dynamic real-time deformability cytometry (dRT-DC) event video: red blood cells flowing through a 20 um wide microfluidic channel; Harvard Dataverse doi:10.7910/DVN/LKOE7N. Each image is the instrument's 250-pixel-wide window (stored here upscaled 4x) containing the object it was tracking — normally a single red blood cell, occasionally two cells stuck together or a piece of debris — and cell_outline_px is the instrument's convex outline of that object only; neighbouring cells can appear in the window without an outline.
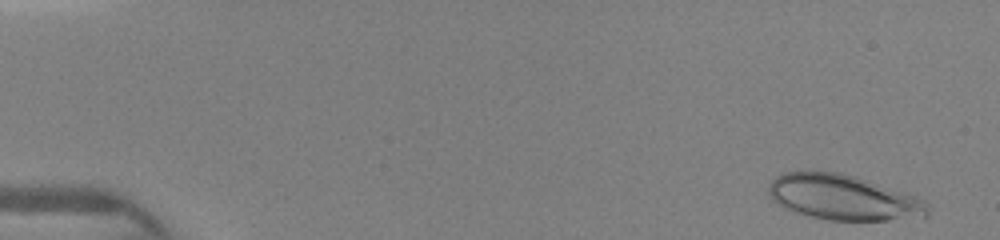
{"species": "human", "species_latin": "Homo sapiens", "temperature_condition": "warm", "stored_images_in_passage": 9, "camera_frame_rate_fps": 3000, "um_per_image_px": 0.085, "donor": {"sex": "female"}, "frame": {"image": 1, "passage_image": 2, "time_ms": 0.333, "image_size_px": [1000, 240], "cell_outline_px": [[928, 216], [888, 220], [828, 220], [808, 216], [784, 208], [772, 200], [768, 196], [768, 188], [772, 180], [776, 176], [784, 172], [840, 172], [856, 176], [868, 180], [924, 200], [928, 204]], "centroid_in_image_um": [71.63, 16.79], "position_along_channel_um": 13.4, "area_um2": 41.67}}